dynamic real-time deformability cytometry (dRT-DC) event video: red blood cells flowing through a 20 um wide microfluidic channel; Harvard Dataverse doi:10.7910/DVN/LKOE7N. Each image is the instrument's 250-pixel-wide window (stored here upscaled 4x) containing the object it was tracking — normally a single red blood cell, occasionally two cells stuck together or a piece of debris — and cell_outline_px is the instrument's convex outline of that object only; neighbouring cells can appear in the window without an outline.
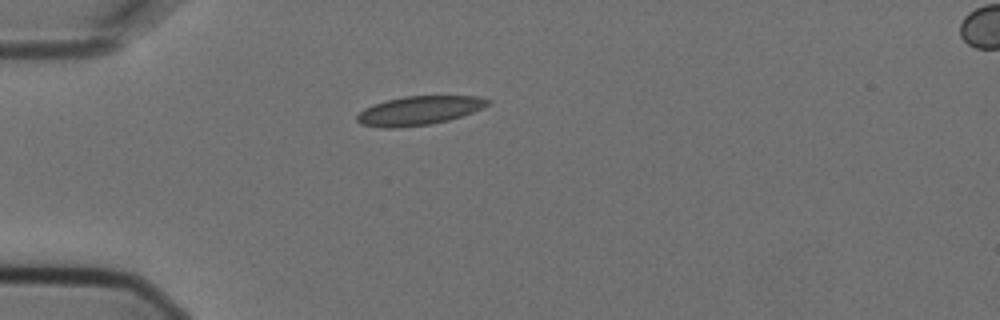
{"species": "Egyptian fruit bat (a non-hibernating species)", "species_latin": "Rousettus aegyptiacus", "temperature_condition": "cold", "stored_images_in_passage": 2, "segment_of_instrument_passage": [1, 2], "camera_frame_rate_fps": 3000, "um_per_image_px": 0.085, "animal": {"sex": "female"}, "frame": {"image": 1, "passage_image": 1, "time_ms": 0.0, "image_size_px": [1000, 320], "cell_outline_px": [[492, 100], [484, 108], [448, 120], [432, 124], [400, 128], [380, 128], [360, 124], [356, 120], [356, 116], [364, 108], [372, 104], [404, 96], [476, 96]], "centroid_in_image_um": [35.59, 9.41], "position_along_channel_um": 49.4, "area_um2": 22.14}}